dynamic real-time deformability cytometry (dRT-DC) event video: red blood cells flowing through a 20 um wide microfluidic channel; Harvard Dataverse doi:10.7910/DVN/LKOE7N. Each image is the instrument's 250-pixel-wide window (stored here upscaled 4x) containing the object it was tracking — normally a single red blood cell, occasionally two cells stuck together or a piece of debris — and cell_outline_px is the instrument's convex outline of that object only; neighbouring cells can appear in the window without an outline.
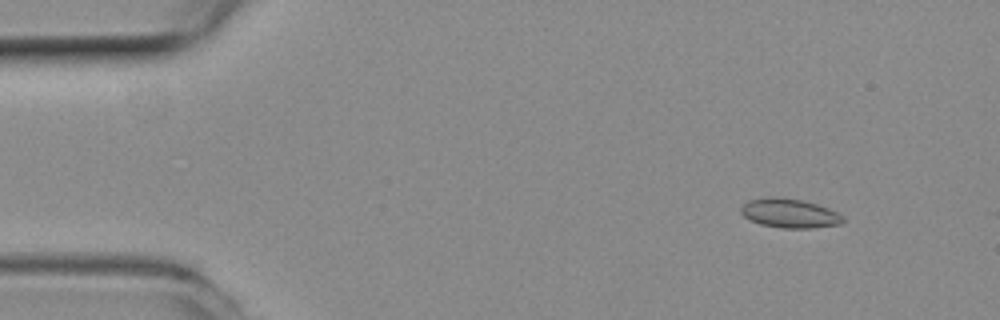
{"species": "common noctule bat (a hibernating species)", "species_latin": "Nyctalus noctula", "temperature_condition": "room temperature", "stored_images_in_passage": 49, "camera_frame_rate_fps": 3000, "um_per_image_px": 0.085, "animal": {"sex": "female", "body_mass_g": 19.3, "forearm_length_mm": 54.1}, "frame": {"image": 1, "passage_image": 6, "time_ms": 1.667, "image_size_px": [1000, 320], "cell_outline_px": [[844, 220], [840, 224], [812, 228], [780, 228], [760, 224], [744, 216], [740, 212], [740, 208], [748, 200], [768, 196], [772, 196], [804, 200], [828, 208], [844, 216]], "centroid_in_image_um": [67.1, 18.12], "position_along_channel_um": 17.9, "area_um2": 17.4}}
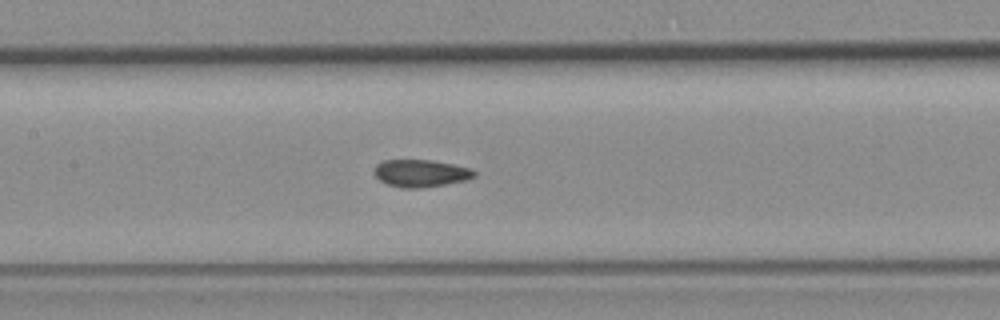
{"frame": {"image": 2, "passage_image": 25, "time_ms": 8.0, "image_size_px": [1000, 320], "cell_outline_px": [[476, 176], [468, 180], [420, 188], [404, 188], [388, 184], [380, 180], [372, 172], [376, 164], [384, 160], [432, 160], [472, 168], [476, 172]], "centroid_in_image_um": [35.78, 14.72], "position_along_channel_um": 171.6, "area_um2": 16.01}}
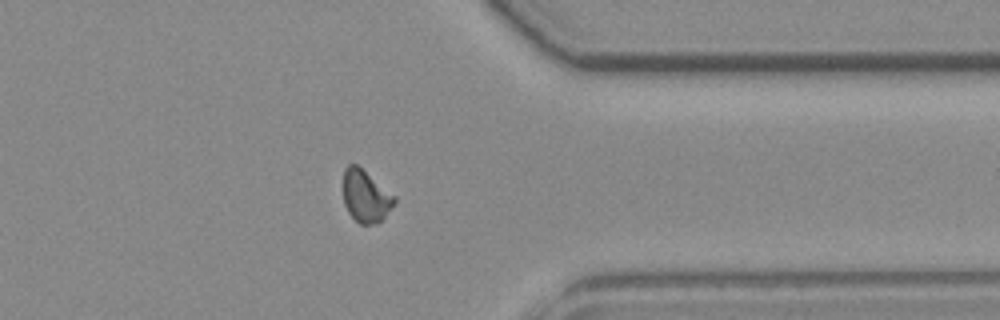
{"frame": {"image": 3, "passage_image": 42, "time_ms": 13.667, "image_size_px": [1000, 320], "cell_outline_px": [[396, 200], [384, 216], [376, 224], [360, 224], [348, 212], [344, 204], [344, 168], [348, 164], [356, 164], [396, 196]], "centroid_in_image_um": [31.07, 16.67], "position_along_channel_um": 380.3, "area_um2": 15.26}, "authors_computed_cell_mechanics": {"area_um2": 16.0684, "velocity_mm_per_s": 3.8707, "shape_relaxation_time_tau1_ms": null, "shape_relaxation_time_tau2_ms": 1.2357, "deformation_change_tau1": null, "deformation_change_tau2": 0.0516}}